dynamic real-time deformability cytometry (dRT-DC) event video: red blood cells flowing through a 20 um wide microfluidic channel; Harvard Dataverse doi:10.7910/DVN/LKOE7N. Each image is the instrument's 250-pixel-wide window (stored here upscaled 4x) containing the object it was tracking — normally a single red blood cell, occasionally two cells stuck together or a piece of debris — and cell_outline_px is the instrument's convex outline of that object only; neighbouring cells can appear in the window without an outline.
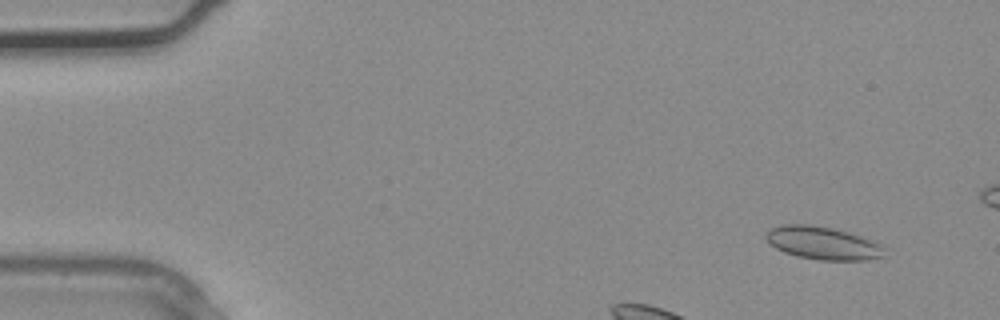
{"species": "common noctule bat (a hibernating species)", "species_latin": "Nyctalus noctula", "temperature_condition": "warm", "stored_images_in_passage": 3, "camera_frame_rate_fps": 3000, "um_per_image_px": 0.085, "animal": {"sex": "male", "body_mass_g": 20.4}, "frame": {"image": 1, "passage_image": 1, "time_ms": 0.0, "image_size_px": [1000, 320], "cell_outline_px": [[884, 248], [880, 256], [868, 260], [820, 260], [796, 256], [784, 252], [776, 248], [764, 236], [768, 228], [780, 224], [812, 224], [832, 228], [860, 236], [880, 244]], "centroid_in_image_um": [69.85, 20.64], "position_along_channel_um": 15.1, "area_um2": 22.54}}